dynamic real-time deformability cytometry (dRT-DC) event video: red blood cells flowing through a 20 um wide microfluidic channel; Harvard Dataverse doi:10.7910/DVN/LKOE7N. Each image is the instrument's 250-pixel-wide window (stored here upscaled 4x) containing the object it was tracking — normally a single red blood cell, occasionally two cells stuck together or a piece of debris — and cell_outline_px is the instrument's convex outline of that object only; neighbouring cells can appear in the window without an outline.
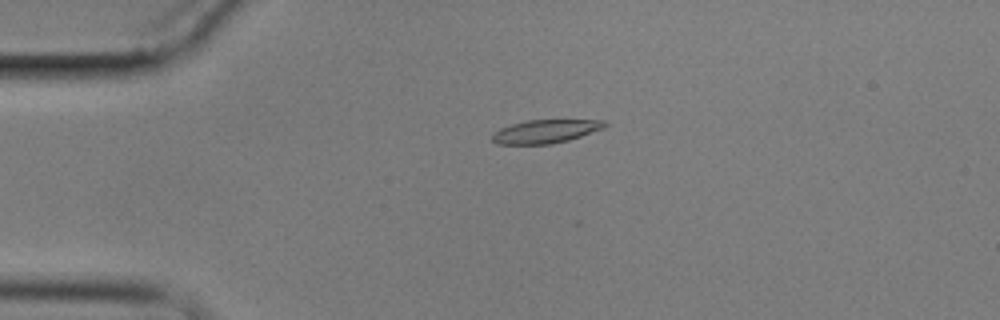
{"species": "common noctule bat (a hibernating species)", "species_latin": "Nyctalus noctula", "temperature_condition": "cold", "stored_images_in_passage": 5, "camera_frame_rate_fps": 3000, "um_per_image_px": 0.085, "animal": {"sex": "male", "body_mass_g": 17.9}, "frame": {"image": 1, "passage_image": 4, "time_ms": 4.333, "image_size_px": [1000, 320], "cell_outline_px": [[608, 124], [604, 128], [568, 140], [552, 144], [496, 144], [492, 140], [492, 132], [500, 128], [512, 124], [528, 120], [604, 120]], "centroid_in_image_um": [46.35, 11.17], "position_along_channel_um": 38.7, "area_um2": 15.32}}